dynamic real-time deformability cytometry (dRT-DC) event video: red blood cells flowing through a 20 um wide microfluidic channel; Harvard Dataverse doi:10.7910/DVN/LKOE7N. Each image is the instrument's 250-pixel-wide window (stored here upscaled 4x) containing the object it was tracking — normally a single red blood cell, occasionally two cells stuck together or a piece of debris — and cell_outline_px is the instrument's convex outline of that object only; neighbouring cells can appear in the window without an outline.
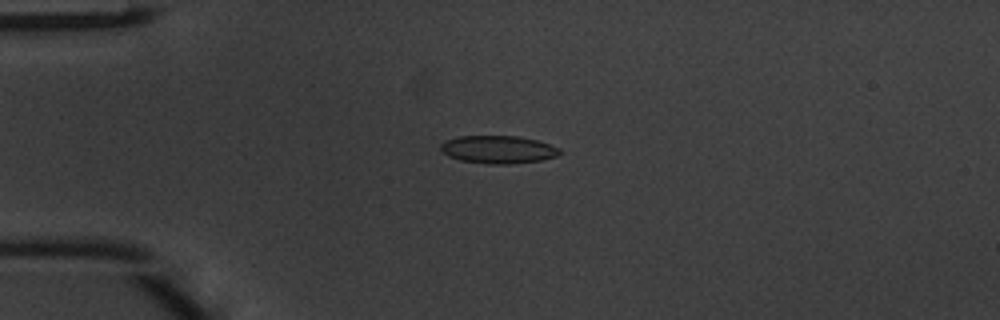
{"species": "common noctule bat (a hibernating species)", "species_latin": "Nyctalus noctula", "temperature_condition": "warm", "stored_images_in_passage": 48, "camera_frame_rate_fps": 3000, "um_per_image_px": 0.085, "animal": {"sex": "male", "body_mass_g": 20.1, "forearm_length_mm": 53.5}, "frame": {"image": 1, "passage_image": 12, "time_ms": 3.667, "image_size_px": [1000, 320], "cell_outline_px": [[564, 152], [560, 156], [540, 160], [512, 164], [492, 164], [460, 160], [448, 156], [440, 148], [440, 144], [444, 140], [460, 136], [516, 136], [536, 140], [560, 148]], "centroid_in_image_um": [42.37, 12.71], "position_along_channel_um": 42.6, "area_um2": 19.36}}
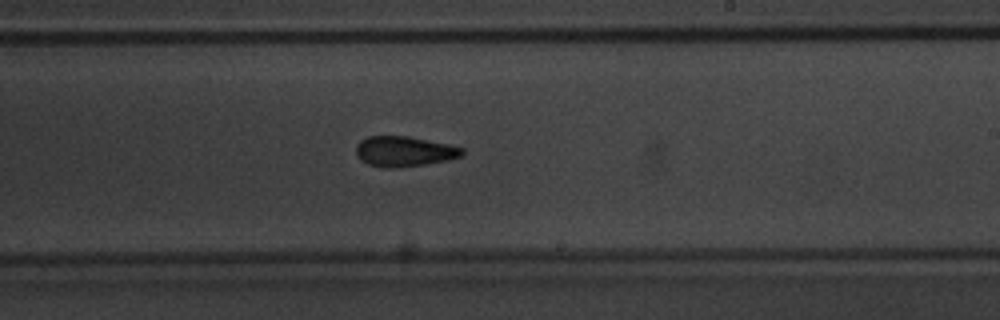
{"frame": {"image": 2, "passage_image": 29, "time_ms": 9.333, "image_size_px": [1000, 320], "cell_outline_px": [[464, 152], [460, 156], [448, 160], [424, 164], [392, 168], [384, 168], [368, 164], [360, 160], [356, 156], [356, 144], [360, 140], [368, 136], [408, 136], [448, 144], [464, 148]], "centroid_in_image_um": [34.32, 12.86], "position_along_channel_um": 254.7, "area_um2": 18.73}}
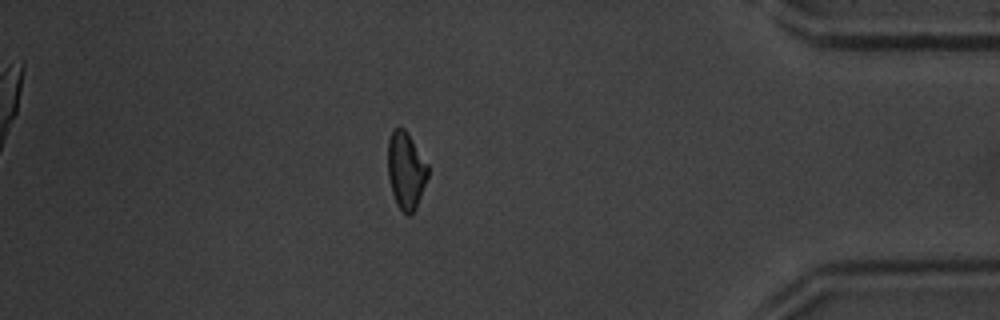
{"frame": {"image": 3, "passage_image": 42, "time_ms": 13.667, "image_size_px": [1000, 320], "cell_outline_px": [[428, 176], [416, 208], [408, 216], [396, 204], [392, 192], [388, 176], [388, 140], [392, 132], [396, 128], [404, 128], [408, 132], [428, 164]], "centroid_in_image_um": [34.51, 14.47], "position_along_channel_um": 400.7, "area_um2": 17.92}, "authors_computed_cell_mechanics": {"area_um2": 18.5249, "velocity_mm_per_s": 4.1766, "shape_relaxation_time_tau1_ms": 6.8688, "shape_relaxation_time_tau2_ms": 2.8065, "deformation_change_tau1": 0.1848, "deformation_change_tau2": 0.1086}}